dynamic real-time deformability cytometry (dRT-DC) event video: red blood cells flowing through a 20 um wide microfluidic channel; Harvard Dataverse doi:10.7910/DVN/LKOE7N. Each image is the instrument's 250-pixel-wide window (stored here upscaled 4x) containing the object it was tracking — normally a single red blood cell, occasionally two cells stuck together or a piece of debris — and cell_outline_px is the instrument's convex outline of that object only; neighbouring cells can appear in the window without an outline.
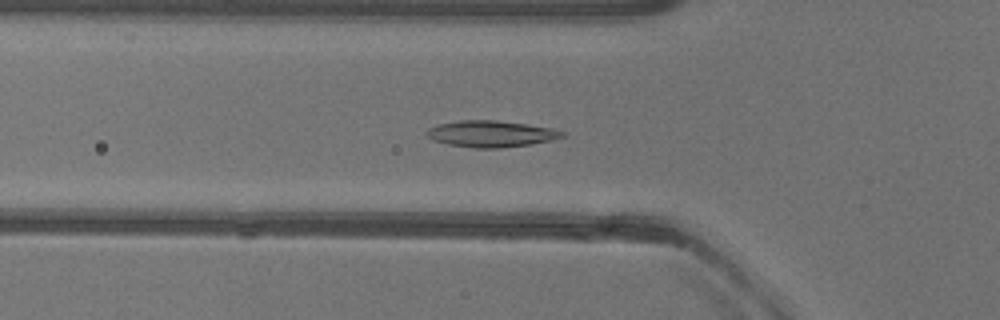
{"species": "common noctule bat (a hibernating species)", "species_latin": "Nyctalus noctula", "temperature_condition": "warm", "stored_images_in_passage": 52, "camera_frame_rate_fps": 3000, "um_per_image_px": 0.085, "animal": {"sex": "female"}, "frame": {"image": 1, "passage_image": 18, "time_ms": 5.667, "image_size_px": [1000, 320], "cell_outline_px": [[564, 136], [552, 140], [532, 144], [500, 148], [476, 148], [448, 144], [432, 140], [424, 132], [428, 128], [440, 124], [460, 120], [496, 120], [552, 128], [564, 132]], "centroid_in_image_um": [41.72, 11.38], "position_along_channel_um": 84.1, "area_um2": 20.75}}
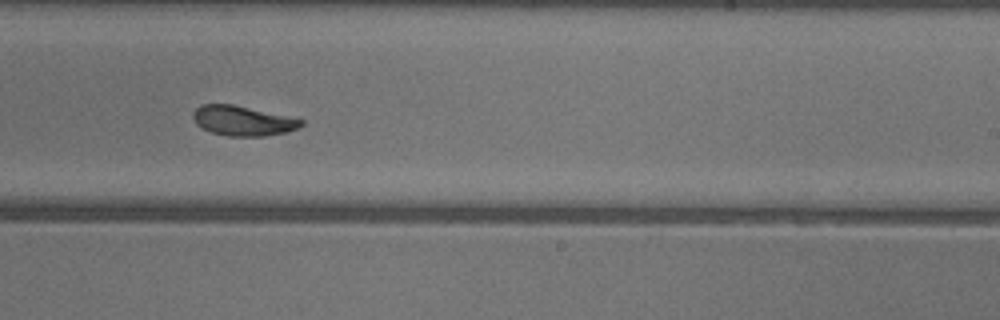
{"frame": {"image": 2, "passage_image": 32, "time_ms": 10.333, "image_size_px": [1000, 320], "cell_outline_px": [[304, 124], [288, 132], [264, 136], [228, 136], [212, 132], [200, 128], [196, 124], [192, 116], [192, 112], [200, 104], [232, 104], [304, 120]], "centroid_in_image_um": [20.59, 10.27], "position_along_channel_um": 268.4, "area_um2": 18.73}}
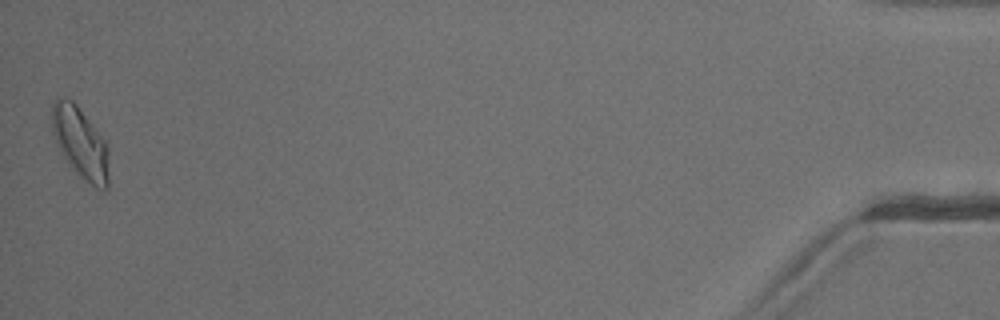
{"frame": {"image": 3, "passage_image": 52, "time_ms": 17.0, "image_size_px": [1000, 320], "cell_outline_px": [[108, 192], [104, 192], [96, 188], [80, 176], [72, 168], [60, 152], [56, 144], [52, 132], [52, 104], [56, 96], [60, 96], [72, 100], [76, 104], [104, 140], [108, 148]], "centroid_in_image_um": [6.82, 12.15], "position_along_channel_um": 428.4, "area_um2": 23.7}, "authors_computed_cell_mechanics": {"area_um2": 20.1144, "velocity_mm_per_s": 3.9398, "shape_relaxation_time_tau1_ms": 3.8864, "shape_relaxation_time_tau2_ms": 2.8387, "deformation_change_tau1": 0.1583, "deformation_change_tau2": 0.0832}}